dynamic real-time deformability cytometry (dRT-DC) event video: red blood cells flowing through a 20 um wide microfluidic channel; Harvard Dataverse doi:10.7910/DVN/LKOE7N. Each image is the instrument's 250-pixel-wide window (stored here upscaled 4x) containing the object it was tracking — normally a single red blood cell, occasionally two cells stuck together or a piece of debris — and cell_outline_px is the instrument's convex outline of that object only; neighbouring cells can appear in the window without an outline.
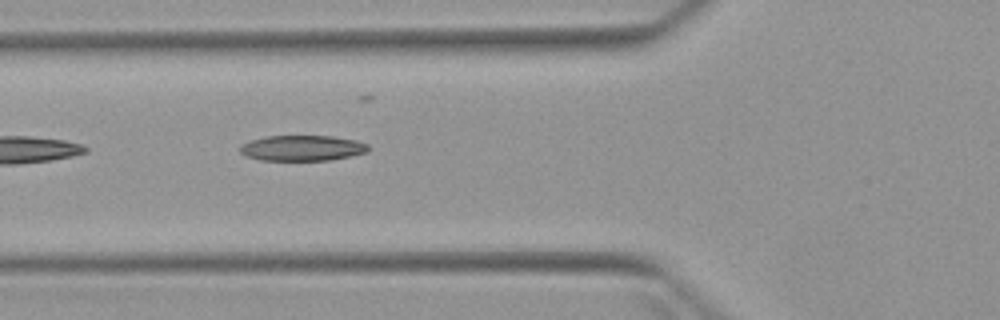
{"species": "Egyptian fruit bat (a non-hibernating species)", "species_latin": "Rousettus aegyptiacus", "temperature_condition": "warm", "stored_images_in_passage": 5, "camera_frame_rate_fps": 3000, "um_per_image_px": 0.085, "animal": {"sex": "female"}, "frame": {"image": 1, "passage_image": 5, "time_ms": 4.667, "image_size_px": [1000, 320], "cell_outline_px": [[368, 152], [352, 156], [328, 160], [260, 160], [248, 156], [240, 152], [240, 144], [248, 140], [268, 136], [332, 136], [356, 140], [368, 144]], "centroid_in_image_um": [25.69, 12.58], "position_along_channel_um": 100.1, "area_um2": 19.13}}